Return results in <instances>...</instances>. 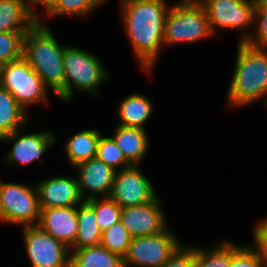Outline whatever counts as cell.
<instances>
[{"label":"cell","mask_w":267,"mask_h":267,"mask_svg":"<svg viewBox=\"0 0 267 267\" xmlns=\"http://www.w3.org/2000/svg\"><path fill=\"white\" fill-rule=\"evenodd\" d=\"M253 236L263 267L267 266V218L256 227Z\"/></svg>","instance_id":"d6a6232c"},{"label":"cell","mask_w":267,"mask_h":267,"mask_svg":"<svg viewBox=\"0 0 267 267\" xmlns=\"http://www.w3.org/2000/svg\"><path fill=\"white\" fill-rule=\"evenodd\" d=\"M160 204L156 196L146 204L122 208L120 221L132 238L155 235L167 228Z\"/></svg>","instance_id":"7c38bea8"},{"label":"cell","mask_w":267,"mask_h":267,"mask_svg":"<svg viewBox=\"0 0 267 267\" xmlns=\"http://www.w3.org/2000/svg\"><path fill=\"white\" fill-rule=\"evenodd\" d=\"M152 104L140 94H132L125 98L119 107L120 125L125 127L142 128L145 121L152 114Z\"/></svg>","instance_id":"603a6c76"},{"label":"cell","mask_w":267,"mask_h":267,"mask_svg":"<svg viewBox=\"0 0 267 267\" xmlns=\"http://www.w3.org/2000/svg\"><path fill=\"white\" fill-rule=\"evenodd\" d=\"M30 4H43L48 12L50 9V0H28L26 3V8L39 20V17L35 12H33V8H31ZM32 9V10H31Z\"/></svg>","instance_id":"836d02e7"},{"label":"cell","mask_w":267,"mask_h":267,"mask_svg":"<svg viewBox=\"0 0 267 267\" xmlns=\"http://www.w3.org/2000/svg\"><path fill=\"white\" fill-rule=\"evenodd\" d=\"M123 20L143 69L150 71L164 45L165 18L169 8L164 0H121Z\"/></svg>","instance_id":"6da1fadb"},{"label":"cell","mask_w":267,"mask_h":267,"mask_svg":"<svg viewBox=\"0 0 267 267\" xmlns=\"http://www.w3.org/2000/svg\"><path fill=\"white\" fill-rule=\"evenodd\" d=\"M36 187L41 209L77 206L84 201L79 192L78 180L71 177H53Z\"/></svg>","instance_id":"5bb4252c"},{"label":"cell","mask_w":267,"mask_h":267,"mask_svg":"<svg viewBox=\"0 0 267 267\" xmlns=\"http://www.w3.org/2000/svg\"><path fill=\"white\" fill-rule=\"evenodd\" d=\"M196 247L186 248L181 244L161 267H195Z\"/></svg>","instance_id":"1f68e13d"},{"label":"cell","mask_w":267,"mask_h":267,"mask_svg":"<svg viewBox=\"0 0 267 267\" xmlns=\"http://www.w3.org/2000/svg\"><path fill=\"white\" fill-rule=\"evenodd\" d=\"M233 79L228 89L232 106L250 104L267 95V51L238 44Z\"/></svg>","instance_id":"3957f363"},{"label":"cell","mask_w":267,"mask_h":267,"mask_svg":"<svg viewBox=\"0 0 267 267\" xmlns=\"http://www.w3.org/2000/svg\"><path fill=\"white\" fill-rule=\"evenodd\" d=\"M64 100L73 96V85L78 90L97 94V89L108 75L99 59L87 51L75 47H65L64 57Z\"/></svg>","instance_id":"5b68a950"},{"label":"cell","mask_w":267,"mask_h":267,"mask_svg":"<svg viewBox=\"0 0 267 267\" xmlns=\"http://www.w3.org/2000/svg\"><path fill=\"white\" fill-rule=\"evenodd\" d=\"M65 46H59L51 30L39 21L24 36L23 58L41 77L44 84L64 100Z\"/></svg>","instance_id":"7a4b0ae2"},{"label":"cell","mask_w":267,"mask_h":267,"mask_svg":"<svg viewBox=\"0 0 267 267\" xmlns=\"http://www.w3.org/2000/svg\"><path fill=\"white\" fill-rule=\"evenodd\" d=\"M156 196L150 181L138 168V165L121 168L120 172L116 170L109 197L121 208L146 204Z\"/></svg>","instance_id":"30bf717a"},{"label":"cell","mask_w":267,"mask_h":267,"mask_svg":"<svg viewBox=\"0 0 267 267\" xmlns=\"http://www.w3.org/2000/svg\"><path fill=\"white\" fill-rule=\"evenodd\" d=\"M79 168L78 188L80 195L84 201L96 198L97 194L109 197L113 188L116 170L104 163L97 157L80 163L76 166ZM89 190L93 194L85 196L84 190ZM104 194V195H103ZM106 194V195H105Z\"/></svg>","instance_id":"4fadbf2b"},{"label":"cell","mask_w":267,"mask_h":267,"mask_svg":"<svg viewBox=\"0 0 267 267\" xmlns=\"http://www.w3.org/2000/svg\"><path fill=\"white\" fill-rule=\"evenodd\" d=\"M232 260V244L223 242L208 252L196 248L195 267H229Z\"/></svg>","instance_id":"cb8c5ba5"},{"label":"cell","mask_w":267,"mask_h":267,"mask_svg":"<svg viewBox=\"0 0 267 267\" xmlns=\"http://www.w3.org/2000/svg\"><path fill=\"white\" fill-rule=\"evenodd\" d=\"M77 211L78 209L74 206L41 209L37 225L54 239L72 248L79 228Z\"/></svg>","instance_id":"9a60e30c"},{"label":"cell","mask_w":267,"mask_h":267,"mask_svg":"<svg viewBox=\"0 0 267 267\" xmlns=\"http://www.w3.org/2000/svg\"><path fill=\"white\" fill-rule=\"evenodd\" d=\"M213 35L207 13L198 0H183L169 9L165 18L164 45L195 42Z\"/></svg>","instance_id":"277c9868"},{"label":"cell","mask_w":267,"mask_h":267,"mask_svg":"<svg viewBox=\"0 0 267 267\" xmlns=\"http://www.w3.org/2000/svg\"><path fill=\"white\" fill-rule=\"evenodd\" d=\"M39 21L24 0H0V33L28 32Z\"/></svg>","instance_id":"e0dca14e"},{"label":"cell","mask_w":267,"mask_h":267,"mask_svg":"<svg viewBox=\"0 0 267 267\" xmlns=\"http://www.w3.org/2000/svg\"><path fill=\"white\" fill-rule=\"evenodd\" d=\"M25 112L11 93L0 85V139L26 124Z\"/></svg>","instance_id":"7402d4cb"},{"label":"cell","mask_w":267,"mask_h":267,"mask_svg":"<svg viewBox=\"0 0 267 267\" xmlns=\"http://www.w3.org/2000/svg\"><path fill=\"white\" fill-rule=\"evenodd\" d=\"M96 7H98L100 4H103L105 0H90Z\"/></svg>","instance_id":"e575fe53"},{"label":"cell","mask_w":267,"mask_h":267,"mask_svg":"<svg viewBox=\"0 0 267 267\" xmlns=\"http://www.w3.org/2000/svg\"><path fill=\"white\" fill-rule=\"evenodd\" d=\"M41 208L37 187L0 182V220L23 226L39 223Z\"/></svg>","instance_id":"52a82bcc"},{"label":"cell","mask_w":267,"mask_h":267,"mask_svg":"<svg viewBox=\"0 0 267 267\" xmlns=\"http://www.w3.org/2000/svg\"><path fill=\"white\" fill-rule=\"evenodd\" d=\"M97 8L90 0H57L47 12L50 16L55 15H88Z\"/></svg>","instance_id":"f546056e"},{"label":"cell","mask_w":267,"mask_h":267,"mask_svg":"<svg viewBox=\"0 0 267 267\" xmlns=\"http://www.w3.org/2000/svg\"><path fill=\"white\" fill-rule=\"evenodd\" d=\"M26 33H0V66L23 57V41Z\"/></svg>","instance_id":"4316f807"},{"label":"cell","mask_w":267,"mask_h":267,"mask_svg":"<svg viewBox=\"0 0 267 267\" xmlns=\"http://www.w3.org/2000/svg\"><path fill=\"white\" fill-rule=\"evenodd\" d=\"M24 242L33 267H70L69 247L36 225L24 226Z\"/></svg>","instance_id":"9c48e42d"},{"label":"cell","mask_w":267,"mask_h":267,"mask_svg":"<svg viewBox=\"0 0 267 267\" xmlns=\"http://www.w3.org/2000/svg\"><path fill=\"white\" fill-rule=\"evenodd\" d=\"M95 130H83L73 135L65 148L72 165L77 166L96 157L97 145L101 134Z\"/></svg>","instance_id":"44dd1931"},{"label":"cell","mask_w":267,"mask_h":267,"mask_svg":"<svg viewBox=\"0 0 267 267\" xmlns=\"http://www.w3.org/2000/svg\"><path fill=\"white\" fill-rule=\"evenodd\" d=\"M259 21L256 37L243 34L239 42H245L253 48H267V0H255L254 19Z\"/></svg>","instance_id":"83f0119b"},{"label":"cell","mask_w":267,"mask_h":267,"mask_svg":"<svg viewBox=\"0 0 267 267\" xmlns=\"http://www.w3.org/2000/svg\"><path fill=\"white\" fill-rule=\"evenodd\" d=\"M2 140L14 141L13 147L6 159L10 164L13 161L21 164H29L40 158L46 152L47 148L56 141L54 135L49 131L20 136L19 129L4 136L0 139V141Z\"/></svg>","instance_id":"2e32d148"},{"label":"cell","mask_w":267,"mask_h":267,"mask_svg":"<svg viewBox=\"0 0 267 267\" xmlns=\"http://www.w3.org/2000/svg\"><path fill=\"white\" fill-rule=\"evenodd\" d=\"M57 0H50V8Z\"/></svg>","instance_id":"d590c367"},{"label":"cell","mask_w":267,"mask_h":267,"mask_svg":"<svg viewBox=\"0 0 267 267\" xmlns=\"http://www.w3.org/2000/svg\"><path fill=\"white\" fill-rule=\"evenodd\" d=\"M87 202L95 210L101 232L120 221L122 208L110 197H105L101 201L96 197L87 200Z\"/></svg>","instance_id":"d4e9b609"},{"label":"cell","mask_w":267,"mask_h":267,"mask_svg":"<svg viewBox=\"0 0 267 267\" xmlns=\"http://www.w3.org/2000/svg\"><path fill=\"white\" fill-rule=\"evenodd\" d=\"M0 85L24 110L26 105L47 100V86L23 57L0 66Z\"/></svg>","instance_id":"8992f818"},{"label":"cell","mask_w":267,"mask_h":267,"mask_svg":"<svg viewBox=\"0 0 267 267\" xmlns=\"http://www.w3.org/2000/svg\"><path fill=\"white\" fill-rule=\"evenodd\" d=\"M70 267H124L123 258L101 245L74 249Z\"/></svg>","instance_id":"d6986e66"},{"label":"cell","mask_w":267,"mask_h":267,"mask_svg":"<svg viewBox=\"0 0 267 267\" xmlns=\"http://www.w3.org/2000/svg\"><path fill=\"white\" fill-rule=\"evenodd\" d=\"M96 157L115 170L121 164L124 166L123 169L131 166L112 137L100 136Z\"/></svg>","instance_id":"f1b7e54d"},{"label":"cell","mask_w":267,"mask_h":267,"mask_svg":"<svg viewBox=\"0 0 267 267\" xmlns=\"http://www.w3.org/2000/svg\"><path fill=\"white\" fill-rule=\"evenodd\" d=\"M131 239L132 237L129 235L127 229L119 221L102 232L100 245L123 258Z\"/></svg>","instance_id":"484cf974"},{"label":"cell","mask_w":267,"mask_h":267,"mask_svg":"<svg viewBox=\"0 0 267 267\" xmlns=\"http://www.w3.org/2000/svg\"><path fill=\"white\" fill-rule=\"evenodd\" d=\"M181 244L174 234L166 228L163 232L149 236H138L131 239L123 265L131 264L140 267H161Z\"/></svg>","instance_id":"ba28073f"},{"label":"cell","mask_w":267,"mask_h":267,"mask_svg":"<svg viewBox=\"0 0 267 267\" xmlns=\"http://www.w3.org/2000/svg\"><path fill=\"white\" fill-rule=\"evenodd\" d=\"M113 139L131 165H139L148 148L147 133L138 127L119 125Z\"/></svg>","instance_id":"ac0fdd59"},{"label":"cell","mask_w":267,"mask_h":267,"mask_svg":"<svg viewBox=\"0 0 267 267\" xmlns=\"http://www.w3.org/2000/svg\"><path fill=\"white\" fill-rule=\"evenodd\" d=\"M204 7L211 30L242 29L253 23L255 0H198Z\"/></svg>","instance_id":"8fae6325"},{"label":"cell","mask_w":267,"mask_h":267,"mask_svg":"<svg viewBox=\"0 0 267 267\" xmlns=\"http://www.w3.org/2000/svg\"><path fill=\"white\" fill-rule=\"evenodd\" d=\"M229 267H263L257 250L249 246L232 245V260Z\"/></svg>","instance_id":"4dcf8cb0"},{"label":"cell","mask_w":267,"mask_h":267,"mask_svg":"<svg viewBox=\"0 0 267 267\" xmlns=\"http://www.w3.org/2000/svg\"><path fill=\"white\" fill-rule=\"evenodd\" d=\"M78 207L77 220L79 228L75 242L72 245L73 249L100 245L102 232L99 228L94 208L87 201H83Z\"/></svg>","instance_id":"ffe728a7"}]
</instances>
